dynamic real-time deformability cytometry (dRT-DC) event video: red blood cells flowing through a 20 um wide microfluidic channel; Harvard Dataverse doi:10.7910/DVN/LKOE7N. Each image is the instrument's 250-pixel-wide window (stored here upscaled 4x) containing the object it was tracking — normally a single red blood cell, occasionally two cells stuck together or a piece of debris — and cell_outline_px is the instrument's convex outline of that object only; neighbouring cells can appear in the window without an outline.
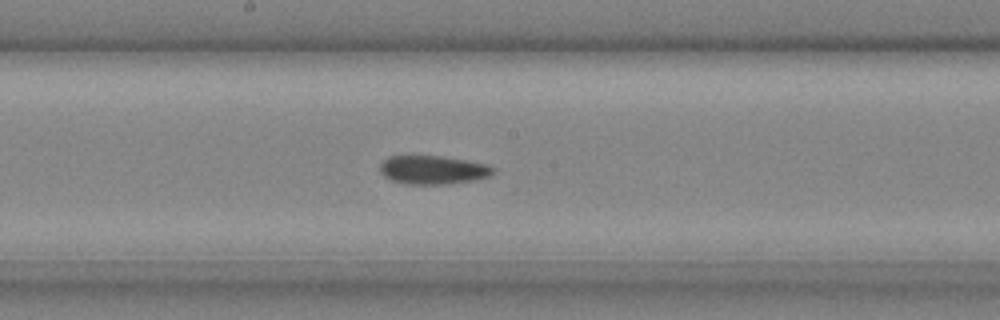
{"species": "common noctule bat (a hibernating species)", "species_latin": "Nyctalus noctula", "temperature_condition": "cold", "stored_images_in_passage": 20, "camera_frame_rate_fps": 3000, "um_per_image_px": 0.085, "animal": {"sex": "male", "body_mass_g": 20.4}, "frame": {"image": 1, "passage_image": 9, "time_ms": 2.667, "image_size_px": [1000, 320], "cell_outline_px": [[496, 172], [492, 176], [480, 180], [448, 184], [408, 184], [392, 180], [384, 176], [380, 172], [380, 164], [388, 156], [440, 156], [488, 164], [496, 168]], "centroid_in_image_um": [36.88, 14.45], "position_along_channel_um": 211.3, "area_um2": 19.13}}
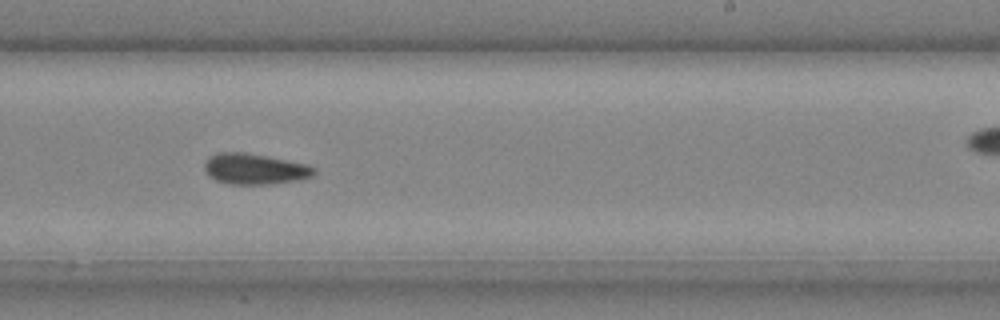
{"frame": {"image": 2, "passage_image": 12, "time_ms": 3.667, "image_size_px": [1000, 320], "cell_outline_px": [[316, 172], [312, 176], [300, 180], [268, 184], [232, 184], [216, 180], [208, 176], [204, 168], [204, 164], [208, 156], [216, 152], [244, 152], [308, 164], [316, 168]], "centroid_in_image_um": [21.64, 14.35], "position_along_channel_um": 267.4, "area_um2": 19.77}}